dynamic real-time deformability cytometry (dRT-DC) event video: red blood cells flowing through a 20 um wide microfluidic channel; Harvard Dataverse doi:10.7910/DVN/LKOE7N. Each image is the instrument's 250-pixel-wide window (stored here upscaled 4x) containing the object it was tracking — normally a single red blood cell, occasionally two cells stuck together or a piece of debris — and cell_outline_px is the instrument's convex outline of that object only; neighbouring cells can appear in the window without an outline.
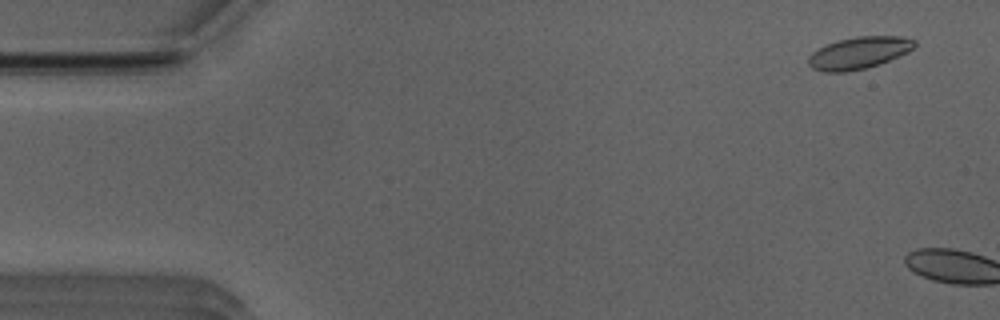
{"species": "Egyptian fruit bat (a non-hibernating species)", "species_latin": "Rousettus aegyptiacus", "temperature_condition": "room temperature", "stored_images_in_passage": 3, "camera_frame_rate_fps": 3000, "um_per_image_px": 0.085, "animal": {"sex": "male"}, "frame": {"image": 1, "passage_image": 1, "time_ms": 0.0, "image_size_px": [1000, 320], "cell_outline_px": [[916, 44], [908, 52], [880, 64], [868, 68], [844, 72], [824, 72], [812, 68], [808, 64], [808, 56], [812, 52], [836, 40], [856, 36], [904, 36], [916, 40]], "centroid_in_image_um": [73.01, 4.49], "position_along_channel_um": 12.0, "area_um2": 19.94}}